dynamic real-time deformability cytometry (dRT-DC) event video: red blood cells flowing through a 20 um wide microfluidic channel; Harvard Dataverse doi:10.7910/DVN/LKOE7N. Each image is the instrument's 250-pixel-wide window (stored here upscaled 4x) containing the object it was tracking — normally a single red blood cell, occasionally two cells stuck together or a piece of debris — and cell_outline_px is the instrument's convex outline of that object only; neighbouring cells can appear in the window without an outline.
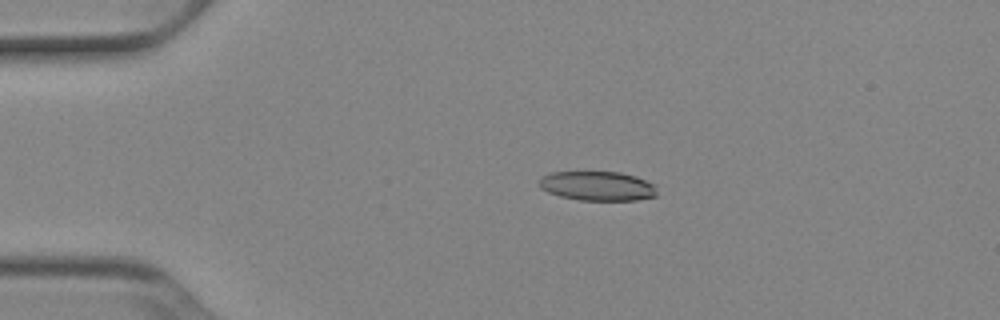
{"species": "Egyptian fruit bat (a non-hibernating species)", "species_latin": "Rousettus aegyptiacus", "temperature_condition": "cold", "stored_images_in_passage": 42, "camera_frame_rate_fps": 3000, "um_per_image_px": 0.085, "animal": {"sex": "female"}, "frame": {"image": 1, "passage_image": 1, "time_ms": 0.0, "image_size_px": [1000, 320], "cell_outline_px": [[656, 196], [636, 200], [580, 200], [560, 196], [548, 192], [540, 188], [540, 180], [544, 176], [552, 172], [620, 172], [636, 176], [656, 184]], "centroid_in_image_um": [50.83, 15.81], "position_along_channel_um": 34.2, "area_um2": 20.11}}
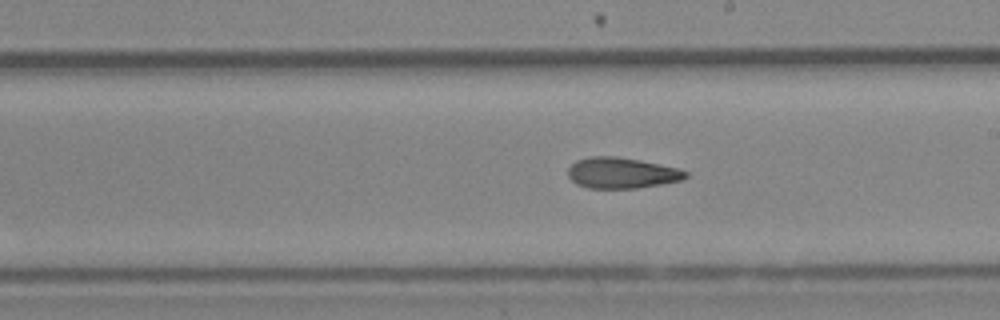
{"frame": {"image": 2, "passage_image": 20, "time_ms": 6.333, "image_size_px": [1000, 320], "cell_outline_px": [[688, 176], [680, 180], [660, 184], [636, 188], [588, 188], [576, 184], [568, 176], [568, 168], [576, 160], [592, 156], [616, 156], [640, 160], [676, 168], [688, 172]], "centroid_in_image_um": [52.8, 14.69], "position_along_channel_um": 236.2, "area_um2": 20.98}}
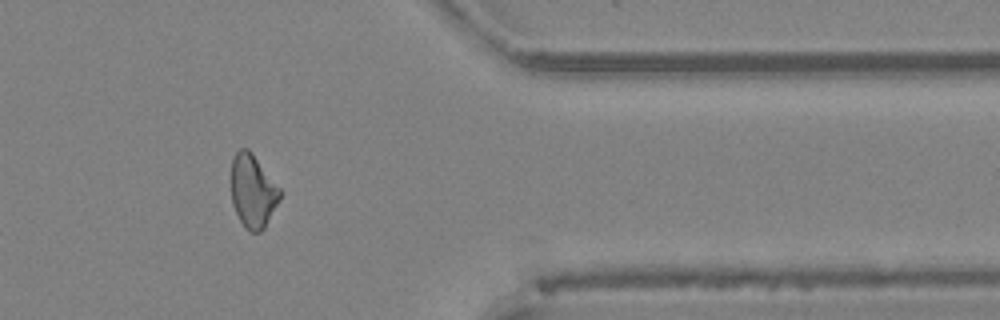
{"frame": {"image": 3, "passage_image": 33, "time_ms": 10.667, "image_size_px": [1000, 320], "cell_outline_px": [[280, 200], [264, 228], [260, 232], [248, 232], [244, 228], [232, 204], [232, 156], [240, 148], [248, 148], [252, 152], [280, 188]], "centroid_in_image_um": [21.49, 16.25], "position_along_channel_um": 389.9, "area_um2": 20.81}, "authors_computed_cell_mechanics": {"area_um2": 21.5016, "velocity_mm_per_s": 3.927, "shape_relaxation_time_tau1_ms": null, "shape_relaxation_time_tau2_ms": 5.7081, "deformation_change_tau1": null, "deformation_change_tau2": 0.1585}}